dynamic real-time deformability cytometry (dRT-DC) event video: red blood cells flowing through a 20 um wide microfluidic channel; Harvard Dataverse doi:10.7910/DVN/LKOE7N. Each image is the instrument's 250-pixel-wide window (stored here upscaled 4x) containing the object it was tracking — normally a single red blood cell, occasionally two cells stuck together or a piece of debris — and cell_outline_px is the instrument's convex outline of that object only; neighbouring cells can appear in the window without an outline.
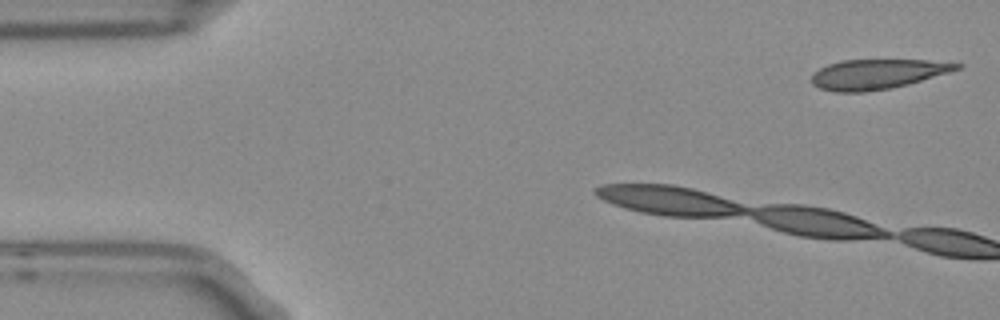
{"species": "Egyptian fruit bat (a non-hibernating species)", "species_latin": "Rousettus aegyptiacus", "temperature_condition": "room temperature", "stored_images_in_passage": 3, "camera_frame_rate_fps": 3000, "um_per_image_px": 0.085, "frame": {"image": 1, "passage_image": 1, "time_ms": 0.0, "image_size_px": [1000, 320], "cell_outline_px": [[964, 64], [960, 68], [948, 72], [908, 84], [892, 88], [864, 92], [836, 92], [820, 88], [812, 84], [812, 76], [820, 68], [828, 64], [840, 60], [928, 60]], "centroid_in_image_um": [74.55, 6.3], "position_along_channel_um": 10.4, "area_um2": 25.03}}